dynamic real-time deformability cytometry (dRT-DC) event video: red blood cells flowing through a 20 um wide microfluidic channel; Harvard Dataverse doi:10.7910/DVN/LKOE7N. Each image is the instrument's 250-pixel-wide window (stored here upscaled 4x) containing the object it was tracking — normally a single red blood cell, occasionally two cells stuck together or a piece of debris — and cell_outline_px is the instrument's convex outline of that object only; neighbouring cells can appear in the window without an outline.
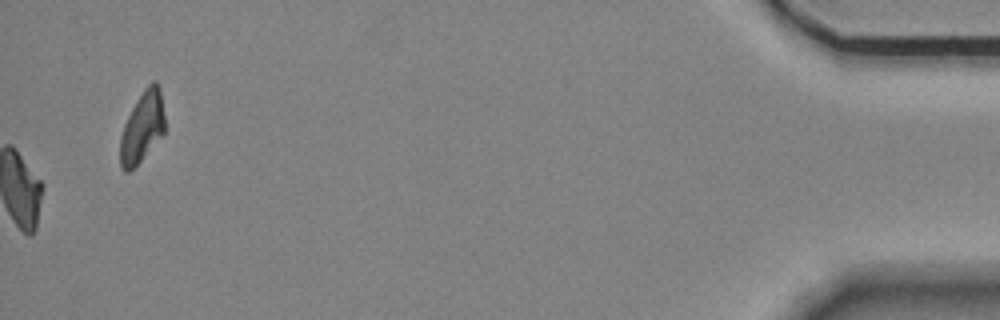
{"species": "Egyptian fruit bat (a non-hibernating species)", "species_latin": "Rousettus aegyptiacus", "temperature_condition": "room temperature", "stored_images_in_passage": 57, "camera_frame_rate_fps": 3000, "um_per_image_px": 0.085, "animal": {"sex": "female"}, "frame": {"image": 1, "passage_image": 57, "time_ms": 18.667, "image_size_px": [1000, 320], "cell_outline_px": [[164, 136], [128, 172], [124, 172], [120, 164], [120, 136], [124, 124], [132, 108], [144, 88], [152, 80], [156, 80], [160, 88], [164, 116]], "centroid_in_image_um": [12.1, 10.79], "position_along_channel_um": 423.1, "area_um2": 18.38}}